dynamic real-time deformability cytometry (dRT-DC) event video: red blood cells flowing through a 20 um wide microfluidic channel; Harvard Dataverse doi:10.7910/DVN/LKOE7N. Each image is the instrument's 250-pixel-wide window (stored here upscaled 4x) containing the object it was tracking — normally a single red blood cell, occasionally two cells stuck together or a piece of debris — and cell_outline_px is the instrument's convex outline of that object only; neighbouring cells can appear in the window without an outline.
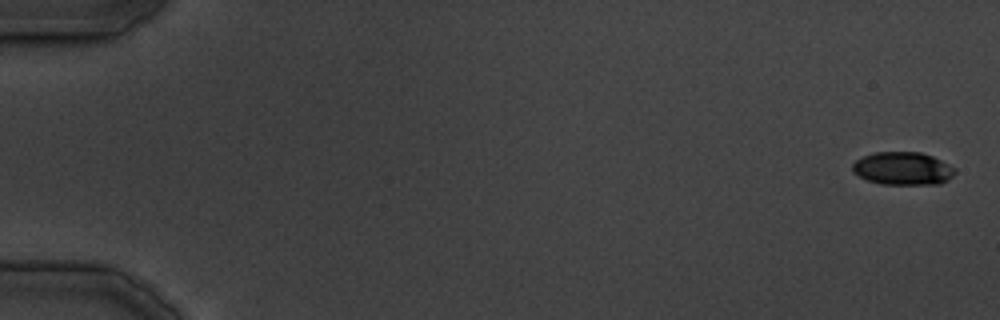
{"species": "common noctule bat (a hibernating species)", "species_latin": "Nyctalus noctula", "temperature_condition": "cold", "stored_images_in_passage": 30, "camera_frame_rate_fps": 3000, "um_per_image_px": 0.085, "animal": {"sex": "male", "body_mass_g": 19.5, "forearm_length_mm": 54.6}, "frame": {"image": 1, "passage_image": 1, "time_ms": 0.0, "image_size_px": [1000, 320], "cell_outline_px": [[956, 172], [948, 180], [940, 184], [880, 184], [868, 180], [852, 172], [852, 164], [856, 160], [872, 152], [920, 152], [932, 156], [956, 168]], "centroid_in_image_um": [76.74, 14.32], "position_along_channel_um": 8.3, "area_um2": 19.71}}
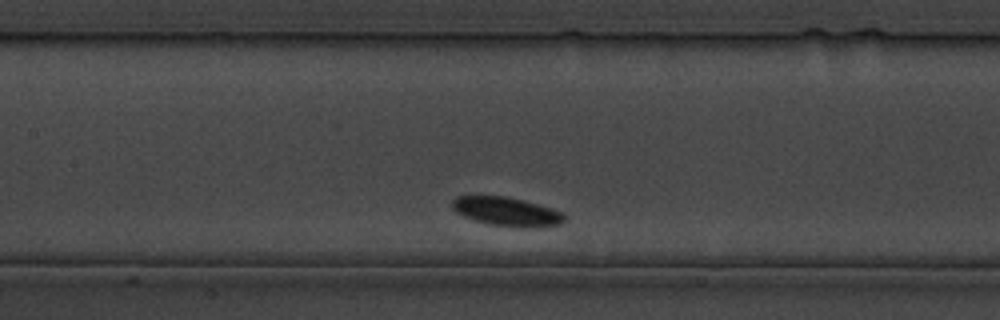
{"frame": {"image": 2, "passage_image": 15, "time_ms": 17.0, "image_size_px": [1000, 320], "cell_outline_px": [[564, 220], [560, 224], [528, 228], [520, 228], [488, 224], [464, 216], [456, 212], [452, 208], [452, 200], [456, 196], [504, 196], [536, 204], [564, 212]], "centroid_in_image_um": [43.05, 17.99], "position_along_channel_um": 164.3, "area_um2": 18.67}}
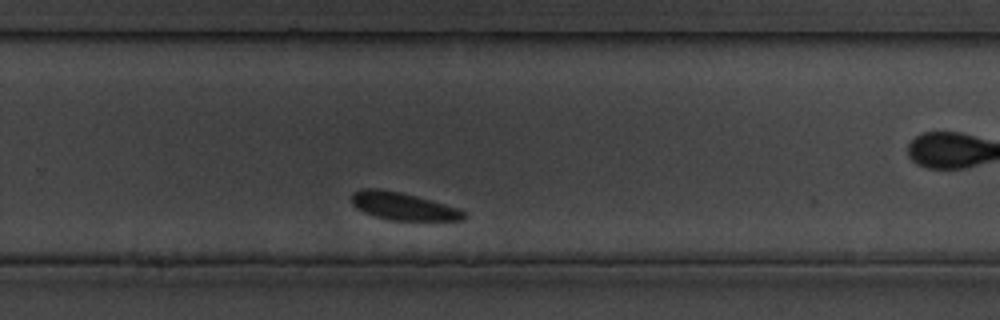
{"frame": {"image": 3, "passage_image": 23, "time_ms": 27.333, "image_size_px": [1000, 320], "cell_outline_px": [[468, 216], [464, 220], [388, 220], [364, 212], [356, 208], [352, 204], [352, 192], [364, 188], [380, 188], [400, 192], [432, 200], [456, 208], [464, 212]], "centroid_in_image_um": [34.24, 17.52], "position_along_channel_um": 295.6, "area_um2": 17.98}}